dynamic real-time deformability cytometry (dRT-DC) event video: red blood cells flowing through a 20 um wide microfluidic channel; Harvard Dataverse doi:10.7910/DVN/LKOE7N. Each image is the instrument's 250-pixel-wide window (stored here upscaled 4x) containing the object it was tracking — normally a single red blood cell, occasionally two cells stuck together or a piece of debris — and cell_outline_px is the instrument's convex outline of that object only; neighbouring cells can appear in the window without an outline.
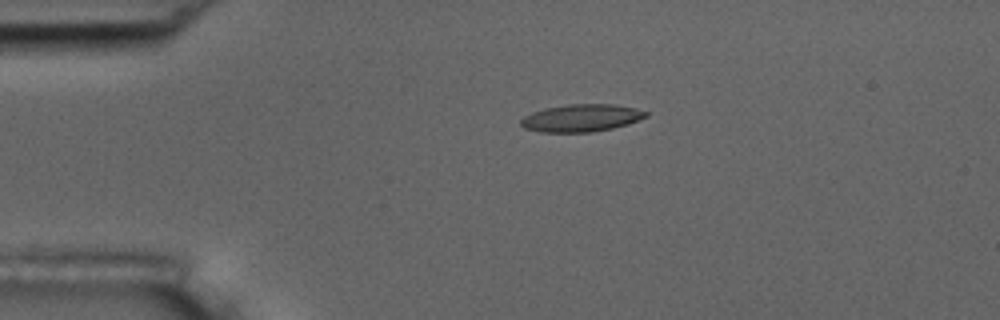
{"species": "common noctule bat (a hibernating species)", "species_latin": "Nyctalus noctula", "temperature_condition": "room temperature", "stored_images_in_passage": 2, "camera_frame_rate_fps": 3000, "um_per_image_px": 0.085, "animal": {"sex": "male", "body_mass_g": 17.5, "forearm_length_mm": 52.3}, "frame": {"image": 1, "passage_image": 1, "time_ms": 0.0, "image_size_px": [1000, 320], "cell_outline_px": [[648, 116], [628, 124], [612, 128], [592, 132], [540, 132], [524, 128], [520, 124], [520, 120], [524, 116], [532, 112], [544, 108], [572, 104], [612, 104], [636, 108], [648, 112]], "centroid_in_image_um": [49.4, 10.03], "position_along_channel_um": 35.6, "area_um2": 20.0}}